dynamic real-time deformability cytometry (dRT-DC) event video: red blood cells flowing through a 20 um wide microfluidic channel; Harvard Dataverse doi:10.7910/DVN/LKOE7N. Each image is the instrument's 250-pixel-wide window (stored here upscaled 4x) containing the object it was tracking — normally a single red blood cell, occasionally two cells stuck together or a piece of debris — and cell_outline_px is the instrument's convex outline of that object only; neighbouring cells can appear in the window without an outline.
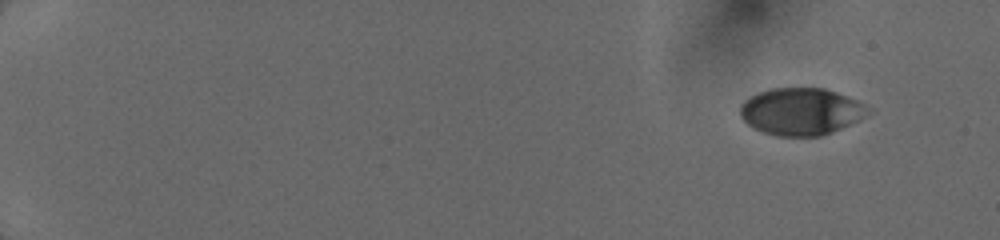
{"species": "human", "species_latin": "Homo sapiens", "temperature_condition": "cold", "stored_images_in_passage": 34, "camera_frame_rate_fps": 3000, "um_per_image_px": 0.085, "donor": {"sex": "female"}, "frame": {"image": 1, "passage_image": 1, "time_ms": 0.0, "image_size_px": [1000, 240], "cell_outline_px": [[872, 112], [860, 120], [832, 132], [820, 136], [776, 136], [760, 132], [752, 128], [740, 116], [740, 104], [744, 100], [760, 92], [772, 88], [824, 88], [848, 96], [864, 104]], "centroid_in_image_um": [68.09, 9.49], "position_along_channel_um": 16.9, "area_um2": 35.32}}
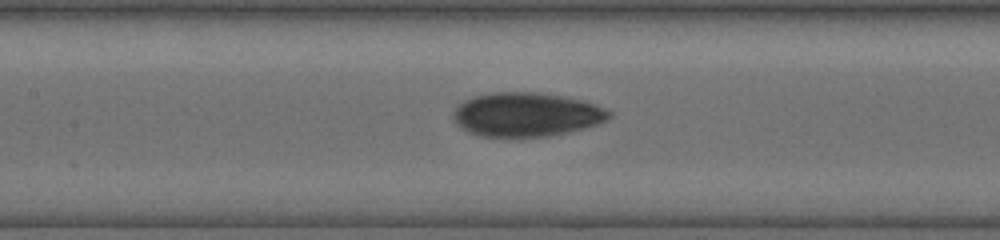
{"frame": {"image": 2, "passage_image": 17, "time_ms": 7.667, "image_size_px": [1000, 240], "cell_outline_px": [[612, 116], [596, 124], [584, 128], [568, 132], [548, 136], [480, 136], [468, 132], [456, 124], [452, 116], [452, 112], [464, 100], [476, 96], [492, 92], [536, 92], [584, 100], [604, 108], [612, 112]], "centroid_in_image_um": [44.72, 9.73], "position_along_channel_um": 162.7, "area_um2": 39.71}}
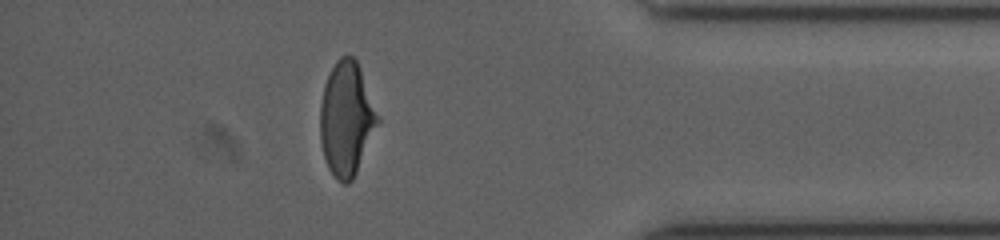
{"frame": {"image": 3, "passage_image": 30, "time_ms": 14.0, "image_size_px": [1000, 240], "cell_outline_px": [[380, 120], [356, 172], [352, 180], [348, 184], [344, 184], [336, 180], [328, 168], [324, 156], [320, 140], [320, 104], [324, 84], [336, 60], [340, 56], [352, 56], [356, 60], [360, 68]], "centroid_in_image_um": [29.43, 10.11], "position_along_channel_um": 405.8, "area_um2": 37.92}}